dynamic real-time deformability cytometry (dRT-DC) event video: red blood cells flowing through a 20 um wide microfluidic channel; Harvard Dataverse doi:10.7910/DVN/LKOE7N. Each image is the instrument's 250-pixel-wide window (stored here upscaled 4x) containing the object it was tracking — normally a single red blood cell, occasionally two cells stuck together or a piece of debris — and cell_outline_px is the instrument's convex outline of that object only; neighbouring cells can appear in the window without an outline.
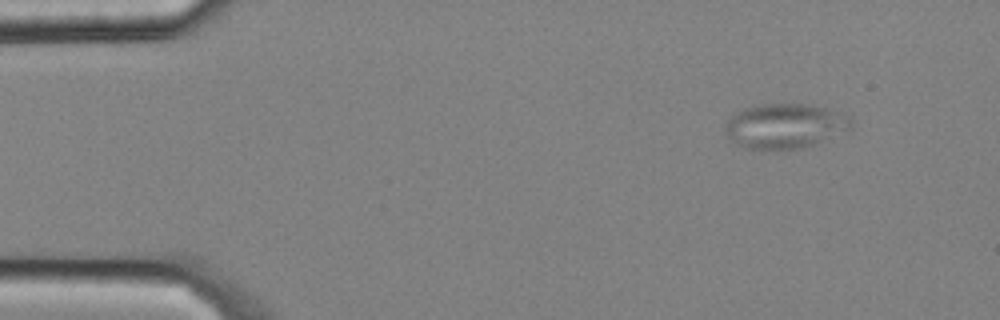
{"species": "common noctule bat (a hibernating species)", "species_latin": "Nyctalus noctula", "temperature_condition": "cold", "stored_images_in_passage": 4, "camera_frame_rate_fps": 3000, "um_per_image_px": 0.085, "animal": {"sex": "male", "body_mass_g": 20.4}, "frame": {"image": 1, "passage_image": 1, "time_ms": 0.0, "image_size_px": [1000, 320], "cell_outline_px": [[852, 128], [812, 144], [800, 148], [748, 148], [736, 144], [724, 132], [724, 128], [728, 120], [736, 112], [744, 108], [756, 104], [804, 104], [824, 108], [852, 116]], "centroid_in_image_um": [66.7, 10.68], "position_along_channel_um": 18.3, "area_um2": 32.31}}